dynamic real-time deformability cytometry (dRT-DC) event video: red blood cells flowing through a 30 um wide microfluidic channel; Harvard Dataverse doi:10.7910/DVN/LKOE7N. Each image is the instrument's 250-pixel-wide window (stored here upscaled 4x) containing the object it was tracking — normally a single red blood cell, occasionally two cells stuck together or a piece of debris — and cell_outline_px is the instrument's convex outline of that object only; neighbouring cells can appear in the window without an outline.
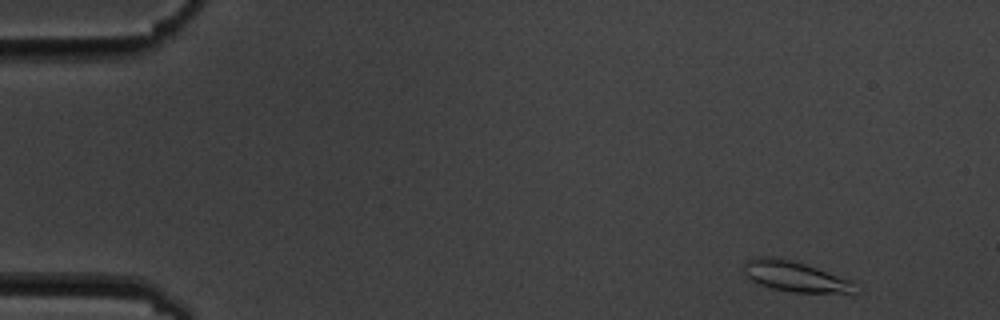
{"species": "common noctule bat (a hibernating species)", "species_latin": "Nyctalus noctula", "temperature_condition": "cold", "stored_images_in_passage": 7, "camera_frame_rate_fps": 3000, "um_per_image_px": 0.085, "animal": {"sex": "male", "body_mass_g": 19.5, "forearm_length_mm": 54.6}, "frame": {"image": 1, "passage_image": 1, "time_ms": 0.0, "image_size_px": [1000, 320], "cell_outline_px": [[852, 292], [792, 292], [772, 288], [756, 284], [744, 276], [744, 260], [764, 256], [768, 256], [788, 260], [804, 264], [852, 280]], "centroid_in_image_um": [67.44, 23.49], "position_along_channel_um": 17.6, "area_um2": 19.25}}
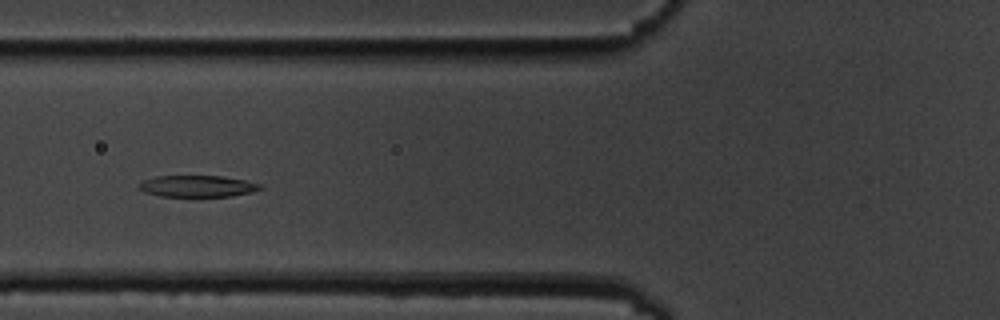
{"frame": {"image": 2, "passage_image": 6, "time_ms": 5.667, "image_size_px": [1000, 320], "cell_outline_px": [[264, 188], [252, 192], [232, 196], [160, 196], [144, 192], [140, 188], [140, 184], [144, 180], [156, 176], [224, 176], [244, 180], [260, 184]], "centroid_in_image_um": [16.82, 15.82], "position_along_channel_um": 109.0, "area_um2": 15.09}}
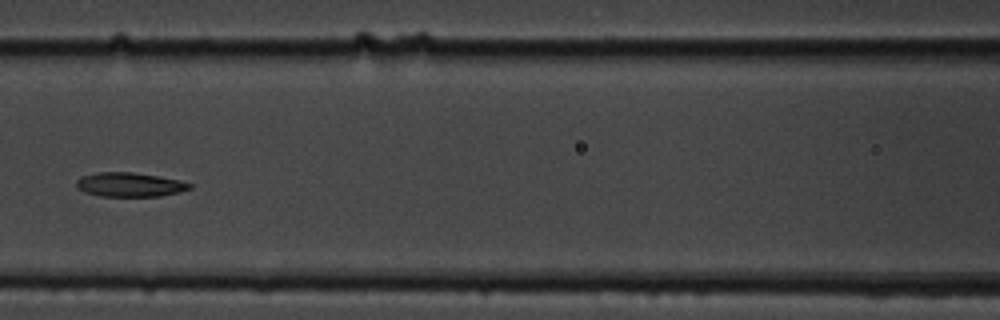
{"frame": {"image": 3, "passage_image": 7, "time_ms": 7.0, "image_size_px": [1000, 320], "cell_outline_px": [[192, 188], [180, 192], [160, 196], [100, 196], [84, 192], [76, 184], [76, 180], [84, 176], [100, 172], [132, 172], [180, 180], [192, 184]], "centroid_in_image_um": [11.06, 15.7], "position_along_channel_um": 155.5, "area_um2": 15.78}}